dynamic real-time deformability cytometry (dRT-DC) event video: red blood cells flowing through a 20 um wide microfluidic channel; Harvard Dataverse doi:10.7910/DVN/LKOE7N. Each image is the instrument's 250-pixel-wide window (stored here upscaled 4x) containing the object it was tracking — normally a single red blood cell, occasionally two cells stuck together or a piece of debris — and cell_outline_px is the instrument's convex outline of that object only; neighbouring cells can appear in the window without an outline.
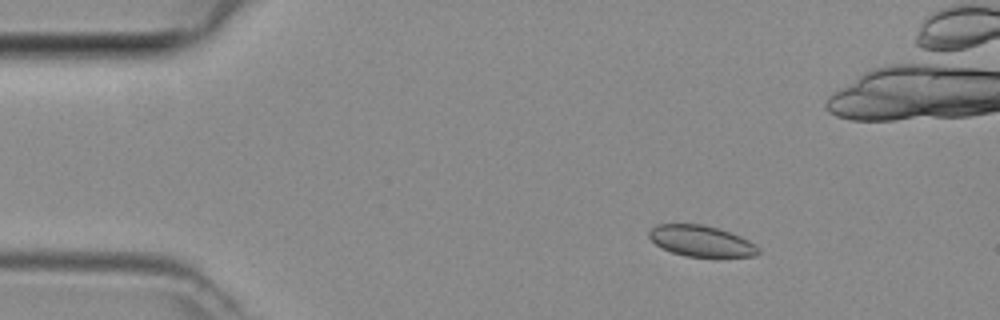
{"species": "common noctule bat (a hibernating species)", "species_latin": "Nyctalus noctula", "temperature_condition": "room temperature", "stored_images_in_passage": 4, "camera_frame_rate_fps": 3000, "um_per_image_px": 0.085, "animal": {"sex": "female", "body_mass_g": 29.2, "forearm_length_mm": 56.3}, "frame": {"image": 1, "passage_image": 2, "time_ms": 0.333, "image_size_px": [1000, 320], "cell_outline_px": [[760, 252], [756, 256], [684, 256], [672, 252], [656, 244], [648, 236], [648, 232], [656, 224], [704, 224], [720, 228], [740, 236], [748, 240], [760, 248]], "centroid_in_image_um": [59.61, 20.47], "position_along_channel_um": 25.4, "area_um2": 19.65}}